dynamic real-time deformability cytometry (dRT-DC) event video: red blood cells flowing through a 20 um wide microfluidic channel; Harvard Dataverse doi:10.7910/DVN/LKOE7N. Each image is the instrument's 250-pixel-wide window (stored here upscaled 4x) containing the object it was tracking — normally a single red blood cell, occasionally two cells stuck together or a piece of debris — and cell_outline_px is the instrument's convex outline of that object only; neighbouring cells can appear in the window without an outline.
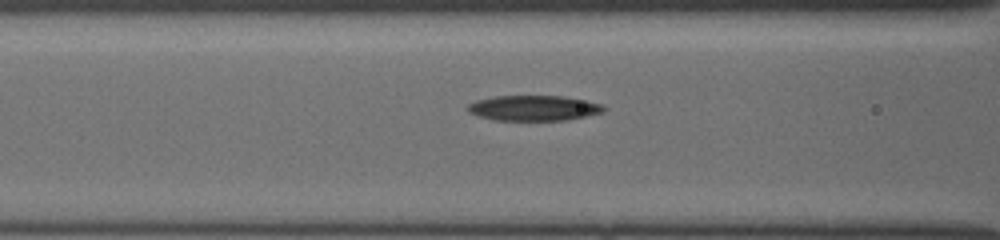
{"species": "common noctule bat (a hibernating species)", "species_latin": "Nyctalus noctula", "temperature_condition": "cold", "stored_images_in_passage": 15, "camera_frame_rate_fps": 3000, "um_per_image_px": 0.085, "animal": {"sex": "female", "body_mass_g": 19.5, "forearm_length_mm": 54.1}, "frame": {"image": 1, "passage_image": 11, "time_ms": 4.333, "image_size_px": [1000, 240], "cell_outline_px": [[604, 108], [600, 112], [568, 120], [492, 120], [468, 112], [468, 104], [476, 100], [496, 96], [564, 96], [584, 100], [600, 104]], "centroid_in_image_um": [45.3, 9.18], "position_along_channel_um": 121.3, "area_um2": 19.77}}
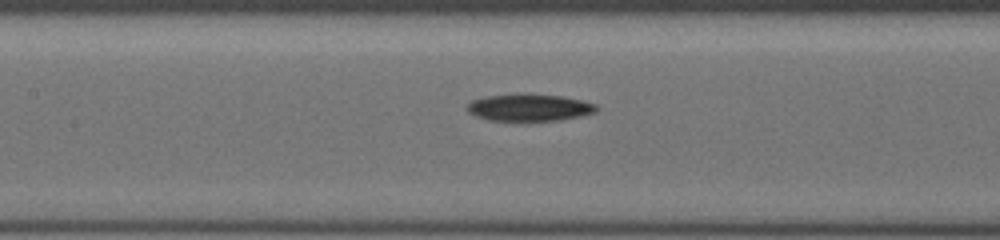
{"frame": {"image": 2, "passage_image": 13, "time_ms": 5.333, "image_size_px": [1000, 240], "cell_outline_px": [[596, 112], [580, 116], [560, 120], [528, 124], [488, 120], [476, 116], [468, 112], [468, 104], [472, 100], [488, 96], [564, 96], [596, 104]], "centroid_in_image_um": [44.99, 9.23], "position_along_channel_um": 162.4, "area_um2": 20.4}}